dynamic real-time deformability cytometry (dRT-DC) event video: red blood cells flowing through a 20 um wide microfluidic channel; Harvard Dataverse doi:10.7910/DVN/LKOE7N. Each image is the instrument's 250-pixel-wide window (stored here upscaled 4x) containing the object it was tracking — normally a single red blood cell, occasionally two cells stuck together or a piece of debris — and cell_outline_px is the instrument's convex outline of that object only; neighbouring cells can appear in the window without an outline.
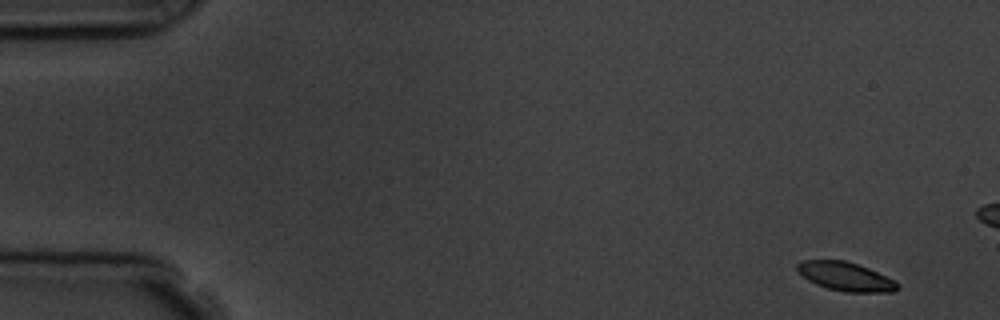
{"species": "common noctule bat (a hibernating species)", "species_latin": "Nyctalus noctula", "temperature_condition": "room temperature", "stored_images_in_passage": 5, "segment_of_instrument_passage": [2, 2], "camera_frame_rate_fps": 3000, "um_per_image_px": 0.085, "animal": {"sex": "male", "body_mass_g": 19.5, "forearm_length_mm": 54.6}, "frame": {"image": 1, "passage_image": 5, "time_ms": 6.333, "image_size_px": [1000, 320], "cell_outline_px": [[900, 288], [892, 292], [844, 292], [828, 288], [816, 284], [808, 280], [796, 272], [796, 264], [804, 260], [844, 260], [868, 268], [900, 284]], "centroid_in_image_um": [71.83, 23.51], "position_along_channel_um": 13.2, "area_um2": 16.7}}